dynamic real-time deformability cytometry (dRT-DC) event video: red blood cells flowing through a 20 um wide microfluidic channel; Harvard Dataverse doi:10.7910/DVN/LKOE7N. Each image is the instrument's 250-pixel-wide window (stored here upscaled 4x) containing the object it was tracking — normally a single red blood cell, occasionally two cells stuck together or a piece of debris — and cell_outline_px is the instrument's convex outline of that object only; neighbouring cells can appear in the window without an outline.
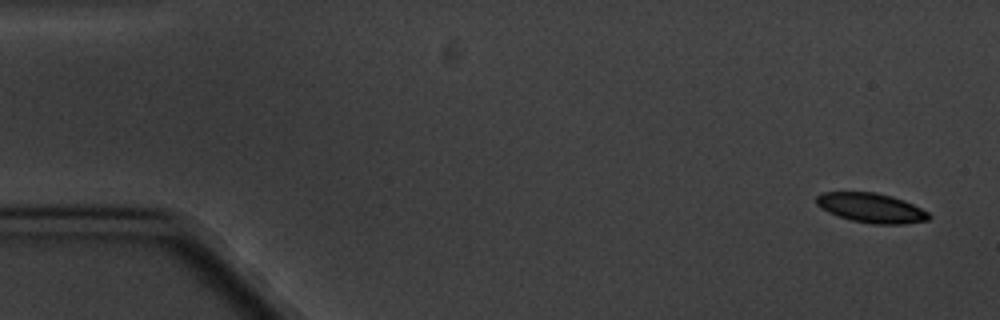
{"species": "common noctule bat (a hibernating species)", "species_latin": "Nyctalus noctula", "temperature_condition": "cold", "stored_images_in_passage": 8, "camera_frame_rate_fps": 3000, "um_per_image_px": 0.085, "animal": {"sex": "male", "body_mass_g": 20.1, "forearm_length_mm": 53.5}, "frame": {"image": 1, "passage_image": 1, "time_ms": 0.0, "image_size_px": [1000, 320], "cell_outline_px": [[932, 216], [928, 220], [904, 224], [872, 224], [852, 220], [828, 212], [816, 204], [816, 196], [820, 192], [876, 192], [892, 196], [904, 200], [928, 212]], "centroid_in_image_um": [74.06, 17.66], "position_along_channel_um": 10.9, "area_um2": 19.36}}
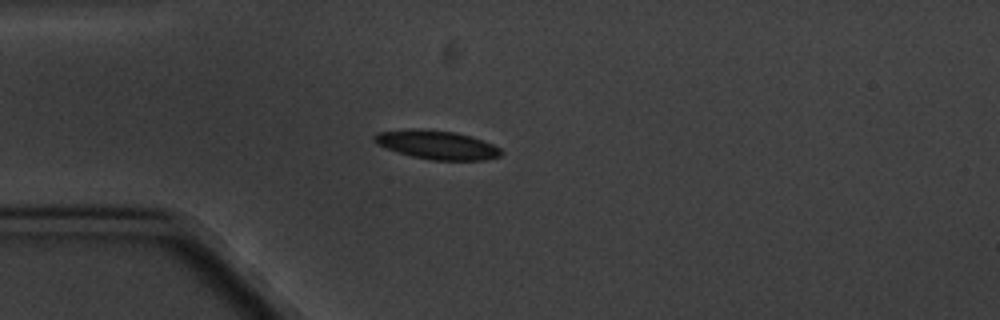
{"frame": {"image": 2, "passage_image": 4, "time_ms": 4.333, "image_size_px": [1000, 320], "cell_outline_px": [[504, 152], [500, 156], [484, 160], [432, 160], [412, 156], [388, 148], [372, 140], [372, 136], [380, 132], [412, 128], [424, 128], [456, 132], [492, 144], [500, 148]], "centroid_in_image_um": [37.15, 12.3], "position_along_channel_um": 47.8, "area_um2": 21.04}}